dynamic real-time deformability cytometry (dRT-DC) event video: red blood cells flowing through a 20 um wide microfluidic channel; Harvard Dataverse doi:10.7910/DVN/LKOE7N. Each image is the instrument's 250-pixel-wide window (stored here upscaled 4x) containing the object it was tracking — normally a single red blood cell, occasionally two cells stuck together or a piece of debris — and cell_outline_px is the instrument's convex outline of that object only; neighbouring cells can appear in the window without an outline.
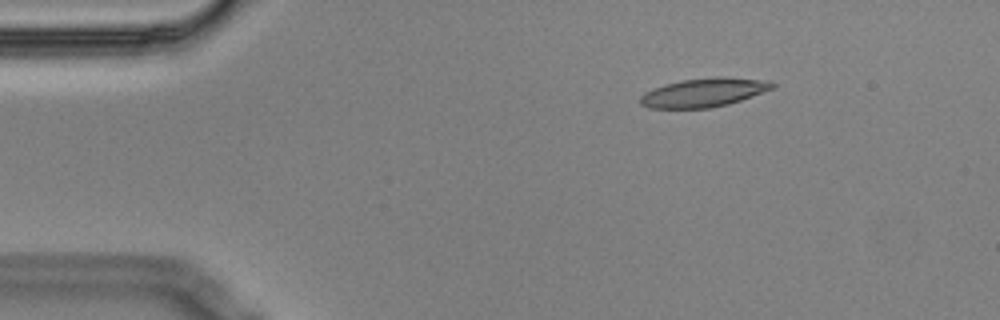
{"species": "Egyptian fruit bat (a non-hibernating species)", "species_latin": "Rousettus aegyptiacus", "temperature_condition": "cold", "stored_images_in_passage": 5, "camera_frame_rate_fps": 3000, "um_per_image_px": 0.085, "animal": {"sex": "male"}, "frame": {"image": 1, "passage_image": 3, "time_ms": 0.667, "image_size_px": [1000, 320], "cell_outline_px": [[776, 88], [728, 104], [712, 108], [648, 108], [640, 104], [640, 96], [644, 92], [664, 84], [680, 80], [716, 76], [720, 76], [756, 80], [776, 84]], "centroid_in_image_um": [59.77, 7.87], "position_along_channel_um": 25.2, "area_um2": 22.08}}